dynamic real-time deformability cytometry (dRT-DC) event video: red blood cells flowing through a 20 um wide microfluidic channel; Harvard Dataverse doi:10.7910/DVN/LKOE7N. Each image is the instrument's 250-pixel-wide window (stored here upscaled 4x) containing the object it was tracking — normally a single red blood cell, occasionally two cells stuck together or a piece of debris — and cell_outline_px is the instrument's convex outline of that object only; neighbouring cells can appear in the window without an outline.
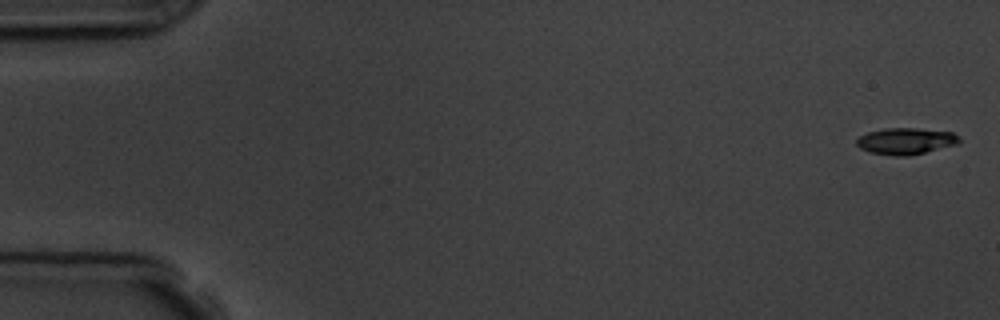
{"species": "common noctule bat (a hibernating species)", "species_latin": "Nyctalus noctula", "temperature_condition": "room temperature", "stored_images_in_passage": 5, "camera_frame_rate_fps": 3000, "um_per_image_px": 0.085, "animal": {"sex": "male", "body_mass_g": 19.5, "forearm_length_mm": 54.6}, "frame": {"image": 1, "passage_image": 1, "time_ms": 0.0, "image_size_px": [1000, 320], "cell_outline_px": [[960, 140], [956, 144], [908, 156], [892, 156], [872, 152], [860, 148], [856, 144], [856, 140], [860, 136], [868, 132], [884, 128], [916, 128], [952, 132]], "centroid_in_image_um": [76.95, 11.99], "position_along_channel_um": 8.1, "area_um2": 15.61}}
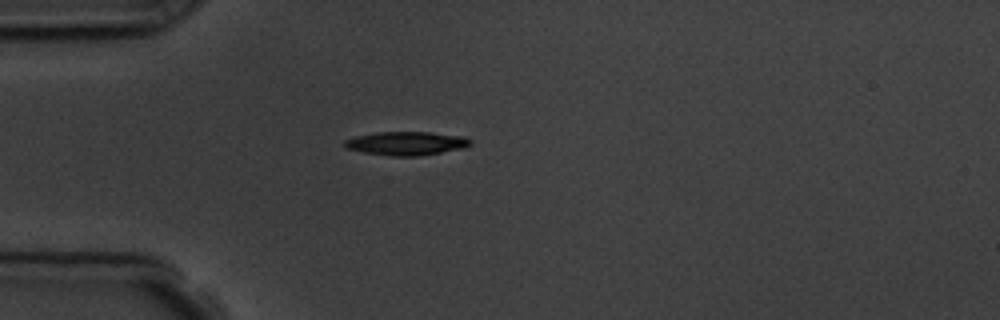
{"frame": {"image": 2, "passage_image": 5, "time_ms": 4.667, "image_size_px": [1000, 320], "cell_outline_px": [[472, 144], [464, 148], [416, 156], [392, 156], [364, 152], [348, 148], [344, 144], [344, 140], [356, 136], [376, 132], [428, 132], [460, 136], [472, 140]], "centroid_in_image_um": [34.54, 12.18], "position_along_channel_um": 50.5, "area_um2": 17.05}}